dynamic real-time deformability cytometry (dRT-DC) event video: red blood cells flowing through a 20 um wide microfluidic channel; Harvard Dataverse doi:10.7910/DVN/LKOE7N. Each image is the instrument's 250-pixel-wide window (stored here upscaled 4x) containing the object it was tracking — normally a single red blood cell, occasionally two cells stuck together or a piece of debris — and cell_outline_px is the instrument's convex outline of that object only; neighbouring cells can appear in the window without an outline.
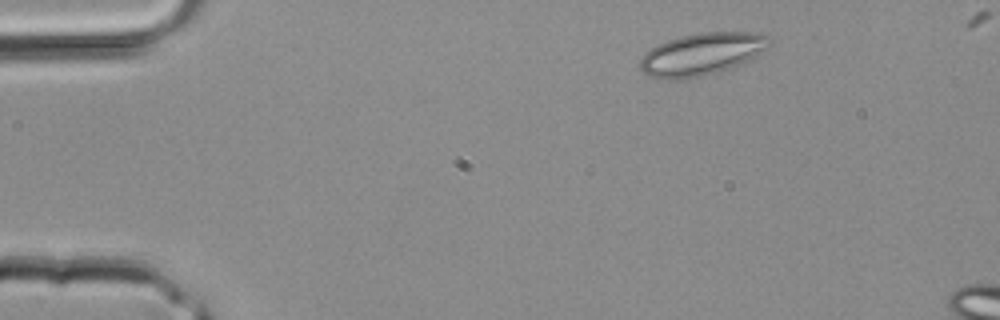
{"species": "common noctule bat (a hibernating species)", "species_latin": "Nyctalus noctula", "temperature_condition": "room temperature", "stored_images_in_passage": 2, "camera_frame_rate_fps": 3000, "um_per_image_px": 0.085, "animal": {"sex": "male", "body_mass_g": 20.4}, "frame": {"image": 1, "passage_image": 1, "time_ms": 0.0, "image_size_px": [1000, 320], "cell_outline_px": [[772, 44], [752, 60], [732, 68], [700, 76], [676, 80], [664, 80], [648, 76], [640, 68], [640, 60], [644, 52], [668, 40], [680, 36], [696, 32], [764, 32], [772, 36]], "centroid_in_image_um": [59.73, 4.59], "position_along_channel_um": 25.3, "area_um2": 32.54}}